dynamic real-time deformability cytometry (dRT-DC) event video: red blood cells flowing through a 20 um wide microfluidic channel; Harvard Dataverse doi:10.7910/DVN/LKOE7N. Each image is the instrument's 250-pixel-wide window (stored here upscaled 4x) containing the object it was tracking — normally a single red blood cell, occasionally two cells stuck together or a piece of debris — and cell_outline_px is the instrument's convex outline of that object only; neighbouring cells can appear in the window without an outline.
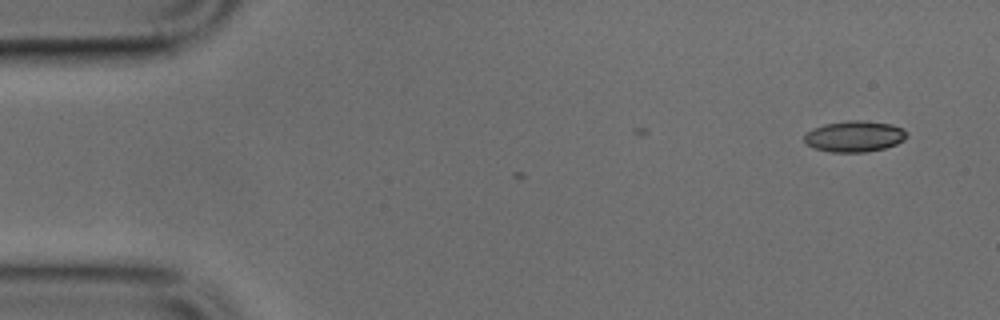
{"species": "common noctule bat (a hibernating species)", "species_latin": "Nyctalus noctula", "temperature_condition": "cold", "stored_images_in_passage": 2, "camera_frame_rate_fps": 3000, "um_per_image_px": 0.085, "animal": {"sex": "male", "body_mass_g": 17.9, "forearm_length_mm": 54.2}, "frame": {"image": 1, "passage_image": 2, "time_ms": 0.333, "image_size_px": [1000, 320], "cell_outline_px": [[908, 136], [904, 140], [896, 144], [884, 148], [864, 152], [828, 152], [816, 148], [808, 144], [804, 140], [804, 136], [812, 128], [824, 124], [848, 120], [864, 120], [892, 124], [904, 128], [908, 132]], "centroid_in_image_um": [72.67, 11.58], "position_along_channel_um": 12.3, "area_um2": 18.67}}